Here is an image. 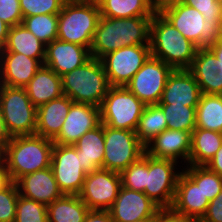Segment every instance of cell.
Segmentation results:
<instances>
[{
	"mask_svg": "<svg viewBox=\"0 0 222 222\" xmlns=\"http://www.w3.org/2000/svg\"><path fill=\"white\" fill-rule=\"evenodd\" d=\"M43 64L38 59L14 52H0V84L25 87Z\"/></svg>",
	"mask_w": 222,
	"mask_h": 222,
	"instance_id": "cell-21",
	"label": "cell"
},
{
	"mask_svg": "<svg viewBox=\"0 0 222 222\" xmlns=\"http://www.w3.org/2000/svg\"><path fill=\"white\" fill-rule=\"evenodd\" d=\"M54 142L37 134L13 136L2 150V160L12 182L51 165Z\"/></svg>",
	"mask_w": 222,
	"mask_h": 222,
	"instance_id": "cell-2",
	"label": "cell"
},
{
	"mask_svg": "<svg viewBox=\"0 0 222 222\" xmlns=\"http://www.w3.org/2000/svg\"><path fill=\"white\" fill-rule=\"evenodd\" d=\"M78 195H66L47 205L49 222H84L89 212Z\"/></svg>",
	"mask_w": 222,
	"mask_h": 222,
	"instance_id": "cell-29",
	"label": "cell"
},
{
	"mask_svg": "<svg viewBox=\"0 0 222 222\" xmlns=\"http://www.w3.org/2000/svg\"><path fill=\"white\" fill-rule=\"evenodd\" d=\"M199 222H222V190L209 202L207 211Z\"/></svg>",
	"mask_w": 222,
	"mask_h": 222,
	"instance_id": "cell-42",
	"label": "cell"
},
{
	"mask_svg": "<svg viewBox=\"0 0 222 222\" xmlns=\"http://www.w3.org/2000/svg\"><path fill=\"white\" fill-rule=\"evenodd\" d=\"M217 1H218V3H219V4H221V5H222V0H217Z\"/></svg>",
	"mask_w": 222,
	"mask_h": 222,
	"instance_id": "cell-55",
	"label": "cell"
},
{
	"mask_svg": "<svg viewBox=\"0 0 222 222\" xmlns=\"http://www.w3.org/2000/svg\"><path fill=\"white\" fill-rule=\"evenodd\" d=\"M81 160V166L86 173L103 168L104 159V125L87 131L73 145Z\"/></svg>",
	"mask_w": 222,
	"mask_h": 222,
	"instance_id": "cell-26",
	"label": "cell"
},
{
	"mask_svg": "<svg viewBox=\"0 0 222 222\" xmlns=\"http://www.w3.org/2000/svg\"><path fill=\"white\" fill-rule=\"evenodd\" d=\"M16 184L19 195L46 206L64 195L55 180L51 167L23 175Z\"/></svg>",
	"mask_w": 222,
	"mask_h": 222,
	"instance_id": "cell-20",
	"label": "cell"
},
{
	"mask_svg": "<svg viewBox=\"0 0 222 222\" xmlns=\"http://www.w3.org/2000/svg\"><path fill=\"white\" fill-rule=\"evenodd\" d=\"M12 180L10 178V174L7 171V168L4 164V161H0V192L5 190L10 184Z\"/></svg>",
	"mask_w": 222,
	"mask_h": 222,
	"instance_id": "cell-48",
	"label": "cell"
},
{
	"mask_svg": "<svg viewBox=\"0 0 222 222\" xmlns=\"http://www.w3.org/2000/svg\"><path fill=\"white\" fill-rule=\"evenodd\" d=\"M122 187L144 192L146 187V153L121 173Z\"/></svg>",
	"mask_w": 222,
	"mask_h": 222,
	"instance_id": "cell-37",
	"label": "cell"
},
{
	"mask_svg": "<svg viewBox=\"0 0 222 222\" xmlns=\"http://www.w3.org/2000/svg\"><path fill=\"white\" fill-rule=\"evenodd\" d=\"M0 107L11 137L35 134L37 108L31 103L24 87L0 84Z\"/></svg>",
	"mask_w": 222,
	"mask_h": 222,
	"instance_id": "cell-8",
	"label": "cell"
},
{
	"mask_svg": "<svg viewBox=\"0 0 222 222\" xmlns=\"http://www.w3.org/2000/svg\"><path fill=\"white\" fill-rule=\"evenodd\" d=\"M153 16L109 18L100 16L93 42L91 57L101 59L121 47L150 45V24Z\"/></svg>",
	"mask_w": 222,
	"mask_h": 222,
	"instance_id": "cell-1",
	"label": "cell"
},
{
	"mask_svg": "<svg viewBox=\"0 0 222 222\" xmlns=\"http://www.w3.org/2000/svg\"><path fill=\"white\" fill-rule=\"evenodd\" d=\"M100 0H61L63 4H98Z\"/></svg>",
	"mask_w": 222,
	"mask_h": 222,
	"instance_id": "cell-51",
	"label": "cell"
},
{
	"mask_svg": "<svg viewBox=\"0 0 222 222\" xmlns=\"http://www.w3.org/2000/svg\"><path fill=\"white\" fill-rule=\"evenodd\" d=\"M90 58V50L87 47L56 39L46 45L43 65L63 76L82 66Z\"/></svg>",
	"mask_w": 222,
	"mask_h": 222,
	"instance_id": "cell-18",
	"label": "cell"
},
{
	"mask_svg": "<svg viewBox=\"0 0 222 222\" xmlns=\"http://www.w3.org/2000/svg\"><path fill=\"white\" fill-rule=\"evenodd\" d=\"M210 171L222 177V145L213 158L205 165Z\"/></svg>",
	"mask_w": 222,
	"mask_h": 222,
	"instance_id": "cell-46",
	"label": "cell"
},
{
	"mask_svg": "<svg viewBox=\"0 0 222 222\" xmlns=\"http://www.w3.org/2000/svg\"><path fill=\"white\" fill-rule=\"evenodd\" d=\"M161 14L198 49L209 48L222 37L220 20H204L197 9L182 2L165 9Z\"/></svg>",
	"mask_w": 222,
	"mask_h": 222,
	"instance_id": "cell-5",
	"label": "cell"
},
{
	"mask_svg": "<svg viewBox=\"0 0 222 222\" xmlns=\"http://www.w3.org/2000/svg\"><path fill=\"white\" fill-rule=\"evenodd\" d=\"M61 77L63 95L76 103L100 107L110 88L101 59L93 57Z\"/></svg>",
	"mask_w": 222,
	"mask_h": 222,
	"instance_id": "cell-4",
	"label": "cell"
},
{
	"mask_svg": "<svg viewBox=\"0 0 222 222\" xmlns=\"http://www.w3.org/2000/svg\"><path fill=\"white\" fill-rule=\"evenodd\" d=\"M182 3L197 9L204 20H220L221 4L217 0H183Z\"/></svg>",
	"mask_w": 222,
	"mask_h": 222,
	"instance_id": "cell-41",
	"label": "cell"
},
{
	"mask_svg": "<svg viewBox=\"0 0 222 222\" xmlns=\"http://www.w3.org/2000/svg\"><path fill=\"white\" fill-rule=\"evenodd\" d=\"M103 169L121 173L145 153V146L135 131L114 129L104 125Z\"/></svg>",
	"mask_w": 222,
	"mask_h": 222,
	"instance_id": "cell-9",
	"label": "cell"
},
{
	"mask_svg": "<svg viewBox=\"0 0 222 222\" xmlns=\"http://www.w3.org/2000/svg\"><path fill=\"white\" fill-rule=\"evenodd\" d=\"M10 26L0 19V50L4 48Z\"/></svg>",
	"mask_w": 222,
	"mask_h": 222,
	"instance_id": "cell-50",
	"label": "cell"
},
{
	"mask_svg": "<svg viewBox=\"0 0 222 222\" xmlns=\"http://www.w3.org/2000/svg\"><path fill=\"white\" fill-rule=\"evenodd\" d=\"M80 163V157L73 145L54 144L50 167L63 194L80 193L87 175Z\"/></svg>",
	"mask_w": 222,
	"mask_h": 222,
	"instance_id": "cell-14",
	"label": "cell"
},
{
	"mask_svg": "<svg viewBox=\"0 0 222 222\" xmlns=\"http://www.w3.org/2000/svg\"><path fill=\"white\" fill-rule=\"evenodd\" d=\"M209 200L184 171L180 173L171 210L199 222L205 215Z\"/></svg>",
	"mask_w": 222,
	"mask_h": 222,
	"instance_id": "cell-17",
	"label": "cell"
},
{
	"mask_svg": "<svg viewBox=\"0 0 222 222\" xmlns=\"http://www.w3.org/2000/svg\"><path fill=\"white\" fill-rule=\"evenodd\" d=\"M209 49L214 53L216 58H218V64L222 69V37L210 46Z\"/></svg>",
	"mask_w": 222,
	"mask_h": 222,
	"instance_id": "cell-49",
	"label": "cell"
},
{
	"mask_svg": "<svg viewBox=\"0 0 222 222\" xmlns=\"http://www.w3.org/2000/svg\"><path fill=\"white\" fill-rule=\"evenodd\" d=\"M173 70L164 61L150 56L125 87L145 105L158 104Z\"/></svg>",
	"mask_w": 222,
	"mask_h": 222,
	"instance_id": "cell-11",
	"label": "cell"
},
{
	"mask_svg": "<svg viewBox=\"0 0 222 222\" xmlns=\"http://www.w3.org/2000/svg\"><path fill=\"white\" fill-rule=\"evenodd\" d=\"M222 145V133L195 128L191 133L188 165L205 166Z\"/></svg>",
	"mask_w": 222,
	"mask_h": 222,
	"instance_id": "cell-28",
	"label": "cell"
},
{
	"mask_svg": "<svg viewBox=\"0 0 222 222\" xmlns=\"http://www.w3.org/2000/svg\"><path fill=\"white\" fill-rule=\"evenodd\" d=\"M100 16L109 18H130L153 16L148 0H100Z\"/></svg>",
	"mask_w": 222,
	"mask_h": 222,
	"instance_id": "cell-31",
	"label": "cell"
},
{
	"mask_svg": "<svg viewBox=\"0 0 222 222\" xmlns=\"http://www.w3.org/2000/svg\"><path fill=\"white\" fill-rule=\"evenodd\" d=\"M21 24L46 45L57 39L58 14L24 17Z\"/></svg>",
	"mask_w": 222,
	"mask_h": 222,
	"instance_id": "cell-33",
	"label": "cell"
},
{
	"mask_svg": "<svg viewBox=\"0 0 222 222\" xmlns=\"http://www.w3.org/2000/svg\"><path fill=\"white\" fill-rule=\"evenodd\" d=\"M11 135L8 133L5 126V122L2 116V111L0 107V150H3L5 146L11 141Z\"/></svg>",
	"mask_w": 222,
	"mask_h": 222,
	"instance_id": "cell-47",
	"label": "cell"
},
{
	"mask_svg": "<svg viewBox=\"0 0 222 222\" xmlns=\"http://www.w3.org/2000/svg\"><path fill=\"white\" fill-rule=\"evenodd\" d=\"M154 222H196L195 220L185 217L183 215L176 214L171 209H161Z\"/></svg>",
	"mask_w": 222,
	"mask_h": 222,
	"instance_id": "cell-43",
	"label": "cell"
},
{
	"mask_svg": "<svg viewBox=\"0 0 222 222\" xmlns=\"http://www.w3.org/2000/svg\"><path fill=\"white\" fill-rule=\"evenodd\" d=\"M184 171L198 186L209 201L216 198L222 190V177L206 166L187 165ZM186 169V170H185Z\"/></svg>",
	"mask_w": 222,
	"mask_h": 222,
	"instance_id": "cell-35",
	"label": "cell"
},
{
	"mask_svg": "<svg viewBox=\"0 0 222 222\" xmlns=\"http://www.w3.org/2000/svg\"><path fill=\"white\" fill-rule=\"evenodd\" d=\"M191 133L183 130L166 129L155 136L146 146L145 153L154 158L189 161ZM182 157V158H181Z\"/></svg>",
	"mask_w": 222,
	"mask_h": 222,
	"instance_id": "cell-22",
	"label": "cell"
},
{
	"mask_svg": "<svg viewBox=\"0 0 222 222\" xmlns=\"http://www.w3.org/2000/svg\"><path fill=\"white\" fill-rule=\"evenodd\" d=\"M167 121V129L192 133L196 128V107L173 104H158Z\"/></svg>",
	"mask_w": 222,
	"mask_h": 222,
	"instance_id": "cell-34",
	"label": "cell"
},
{
	"mask_svg": "<svg viewBox=\"0 0 222 222\" xmlns=\"http://www.w3.org/2000/svg\"><path fill=\"white\" fill-rule=\"evenodd\" d=\"M99 18L98 4H63L58 14L57 39L90 50Z\"/></svg>",
	"mask_w": 222,
	"mask_h": 222,
	"instance_id": "cell-6",
	"label": "cell"
},
{
	"mask_svg": "<svg viewBox=\"0 0 222 222\" xmlns=\"http://www.w3.org/2000/svg\"><path fill=\"white\" fill-rule=\"evenodd\" d=\"M202 93L188 69H176L169 75L158 104L197 107Z\"/></svg>",
	"mask_w": 222,
	"mask_h": 222,
	"instance_id": "cell-19",
	"label": "cell"
},
{
	"mask_svg": "<svg viewBox=\"0 0 222 222\" xmlns=\"http://www.w3.org/2000/svg\"><path fill=\"white\" fill-rule=\"evenodd\" d=\"M196 128L222 133V95H201L196 107Z\"/></svg>",
	"mask_w": 222,
	"mask_h": 222,
	"instance_id": "cell-30",
	"label": "cell"
},
{
	"mask_svg": "<svg viewBox=\"0 0 222 222\" xmlns=\"http://www.w3.org/2000/svg\"><path fill=\"white\" fill-rule=\"evenodd\" d=\"M160 210L161 208L144 192L121 187L115 202L108 211L114 222H133L155 218Z\"/></svg>",
	"mask_w": 222,
	"mask_h": 222,
	"instance_id": "cell-16",
	"label": "cell"
},
{
	"mask_svg": "<svg viewBox=\"0 0 222 222\" xmlns=\"http://www.w3.org/2000/svg\"><path fill=\"white\" fill-rule=\"evenodd\" d=\"M22 16L39 14H59L63 3L61 0H19Z\"/></svg>",
	"mask_w": 222,
	"mask_h": 222,
	"instance_id": "cell-38",
	"label": "cell"
},
{
	"mask_svg": "<svg viewBox=\"0 0 222 222\" xmlns=\"http://www.w3.org/2000/svg\"><path fill=\"white\" fill-rule=\"evenodd\" d=\"M167 129V121L158 104L146 105L139 119L135 133L138 140L146 146L155 136Z\"/></svg>",
	"mask_w": 222,
	"mask_h": 222,
	"instance_id": "cell-32",
	"label": "cell"
},
{
	"mask_svg": "<svg viewBox=\"0 0 222 222\" xmlns=\"http://www.w3.org/2000/svg\"><path fill=\"white\" fill-rule=\"evenodd\" d=\"M197 47L186 39L161 13H154L150 24L151 56L176 69H188Z\"/></svg>",
	"mask_w": 222,
	"mask_h": 222,
	"instance_id": "cell-3",
	"label": "cell"
},
{
	"mask_svg": "<svg viewBox=\"0 0 222 222\" xmlns=\"http://www.w3.org/2000/svg\"><path fill=\"white\" fill-rule=\"evenodd\" d=\"M100 124L99 107L73 102L59 134L52 141L58 145H74L83 134Z\"/></svg>",
	"mask_w": 222,
	"mask_h": 222,
	"instance_id": "cell-15",
	"label": "cell"
},
{
	"mask_svg": "<svg viewBox=\"0 0 222 222\" xmlns=\"http://www.w3.org/2000/svg\"><path fill=\"white\" fill-rule=\"evenodd\" d=\"M2 160V150H0V161Z\"/></svg>",
	"mask_w": 222,
	"mask_h": 222,
	"instance_id": "cell-54",
	"label": "cell"
},
{
	"mask_svg": "<svg viewBox=\"0 0 222 222\" xmlns=\"http://www.w3.org/2000/svg\"><path fill=\"white\" fill-rule=\"evenodd\" d=\"M145 107L125 86H110L99 107L101 123L114 129L135 131Z\"/></svg>",
	"mask_w": 222,
	"mask_h": 222,
	"instance_id": "cell-7",
	"label": "cell"
},
{
	"mask_svg": "<svg viewBox=\"0 0 222 222\" xmlns=\"http://www.w3.org/2000/svg\"><path fill=\"white\" fill-rule=\"evenodd\" d=\"M0 52L24 54L44 64L46 44L20 24L9 28L6 44Z\"/></svg>",
	"mask_w": 222,
	"mask_h": 222,
	"instance_id": "cell-27",
	"label": "cell"
},
{
	"mask_svg": "<svg viewBox=\"0 0 222 222\" xmlns=\"http://www.w3.org/2000/svg\"><path fill=\"white\" fill-rule=\"evenodd\" d=\"M220 25H221V28H222V5H221V11H220Z\"/></svg>",
	"mask_w": 222,
	"mask_h": 222,
	"instance_id": "cell-53",
	"label": "cell"
},
{
	"mask_svg": "<svg viewBox=\"0 0 222 222\" xmlns=\"http://www.w3.org/2000/svg\"><path fill=\"white\" fill-rule=\"evenodd\" d=\"M84 222H114L109 211L89 210Z\"/></svg>",
	"mask_w": 222,
	"mask_h": 222,
	"instance_id": "cell-44",
	"label": "cell"
},
{
	"mask_svg": "<svg viewBox=\"0 0 222 222\" xmlns=\"http://www.w3.org/2000/svg\"><path fill=\"white\" fill-rule=\"evenodd\" d=\"M177 163L171 159L154 158L146 154L144 193L161 209H170L172 206L177 180L181 173L175 171Z\"/></svg>",
	"mask_w": 222,
	"mask_h": 222,
	"instance_id": "cell-10",
	"label": "cell"
},
{
	"mask_svg": "<svg viewBox=\"0 0 222 222\" xmlns=\"http://www.w3.org/2000/svg\"><path fill=\"white\" fill-rule=\"evenodd\" d=\"M0 19L10 27L22 23V11L19 0H0Z\"/></svg>",
	"mask_w": 222,
	"mask_h": 222,
	"instance_id": "cell-40",
	"label": "cell"
},
{
	"mask_svg": "<svg viewBox=\"0 0 222 222\" xmlns=\"http://www.w3.org/2000/svg\"><path fill=\"white\" fill-rule=\"evenodd\" d=\"M121 187L120 173L100 168L87 173L78 196L90 210L108 211Z\"/></svg>",
	"mask_w": 222,
	"mask_h": 222,
	"instance_id": "cell-13",
	"label": "cell"
},
{
	"mask_svg": "<svg viewBox=\"0 0 222 222\" xmlns=\"http://www.w3.org/2000/svg\"><path fill=\"white\" fill-rule=\"evenodd\" d=\"M14 222H49L47 206L19 195Z\"/></svg>",
	"mask_w": 222,
	"mask_h": 222,
	"instance_id": "cell-36",
	"label": "cell"
},
{
	"mask_svg": "<svg viewBox=\"0 0 222 222\" xmlns=\"http://www.w3.org/2000/svg\"><path fill=\"white\" fill-rule=\"evenodd\" d=\"M151 56L150 45L121 47L101 58L110 86H126Z\"/></svg>",
	"mask_w": 222,
	"mask_h": 222,
	"instance_id": "cell-12",
	"label": "cell"
},
{
	"mask_svg": "<svg viewBox=\"0 0 222 222\" xmlns=\"http://www.w3.org/2000/svg\"><path fill=\"white\" fill-rule=\"evenodd\" d=\"M188 71L197 81L202 94L222 95V69L209 48H199Z\"/></svg>",
	"mask_w": 222,
	"mask_h": 222,
	"instance_id": "cell-23",
	"label": "cell"
},
{
	"mask_svg": "<svg viewBox=\"0 0 222 222\" xmlns=\"http://www.w3.org/2000/svg\"><path fill=\"white\" fill-rule=\"evenodd\" d=\"M19 190L16 182H12L0 192V222H14Z\"/></svg>",
	"mask_w": 222,
	"mask_h": 222,
	"instance_id": "cell-39",
	"label": "cell"
},
{
	"mask_svg": "<svg viewBox=\"0 0 222 222\" xmlns=\"http://www.w3.org/2000/svg\"><path fill=\"white\" fill-rule=\"evenodd\" d=\"M154 13H162L165 9L181 3L183 0H148Z\"/></svg>",
	"mask_w": 222,
	"mask_h": 222,
	"instance_id": "cell-45",
	"label": "cell"
},
{
	"mask_svg": "<svg viewBox=\"0 0 222 222\" xmlns=\"http://www.w3.org/2000/svg\"><path fill=\"white\" fill-rule=\"evenodd\" d=\"M133 222H154V218H146V219L136 220Z\"/></svg>",
	"mask_w": 222,
	"mask_h": 222,
	"instance_id": "cell-52",
	"label": "cell"
},
{
	"mask_svg": "<svg viewBox=\"0 0 222 222\" xmlns=\"http://www.w3.org/2000/svg\"><path fill=\"white\" fill-rule=\"evenodd\" d=\"M73 101L66 95L37 107L35 134L53 140L60 132Z\"/></svg>",
	"mask_w": 222,
	"mask_h": 222,
	"instance_id": "cell-24",
	"label": "cell"
},
{
	"mask_svg": "<svg viewBox=\"0 0 222 222\" xmlns=\"http://www.w3.org/2000/svg\"><path fill=\"white\" fill-rule=\"evenodd\" d=\"M24 88L36 108L63 95L62 77L44 65Z\"/></svg>",
	"mask_w": 222,
	"mask_h": 222,
	"instance_id": "cell-25",
	"label": "cell"
}]
</instances>
